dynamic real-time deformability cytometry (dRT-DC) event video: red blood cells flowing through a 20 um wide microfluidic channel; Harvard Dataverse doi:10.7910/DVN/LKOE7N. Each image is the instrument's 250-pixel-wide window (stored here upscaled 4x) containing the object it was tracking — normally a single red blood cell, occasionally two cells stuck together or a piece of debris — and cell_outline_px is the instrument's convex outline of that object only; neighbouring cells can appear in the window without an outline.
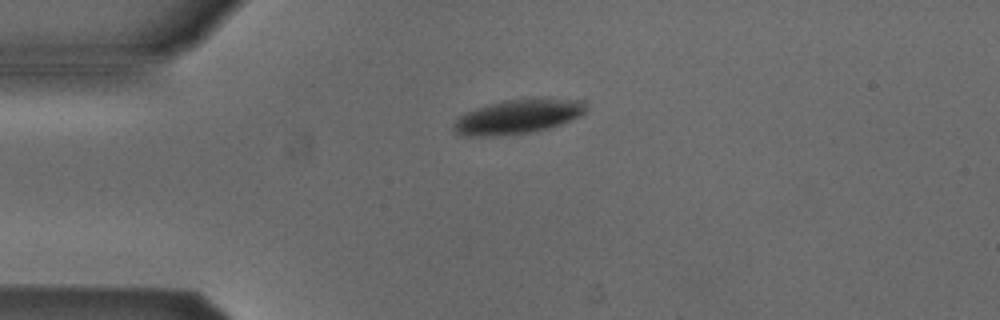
{"species": "Egyptian fruit bat (a non-hibernating species)", "species_latin": "Rousettus aegyptiacus", "temperature_condition": "cold", "stored_images_in_passage": 5, "camera_frame_rate_fps": 3000, "um_per_image_px": 0.085, "animal": {"sex": "male"}, "frame": {"image": 1, "passage_image": 1, "time_ms": 0.0, "image_size_px": [1000, 320], "cell_outline_px": [[588, 108], [580, 116], [572, 120], [548, 128], [528, 132], [456, 132], [452, 128], [452, 124], [464, 112], [476, 108], [504, 100], [584, 100]], "centroid_in_image_um": [44.14, 9.85], "position_along_channel_um": 40.9, "area_um2": 24.39}}
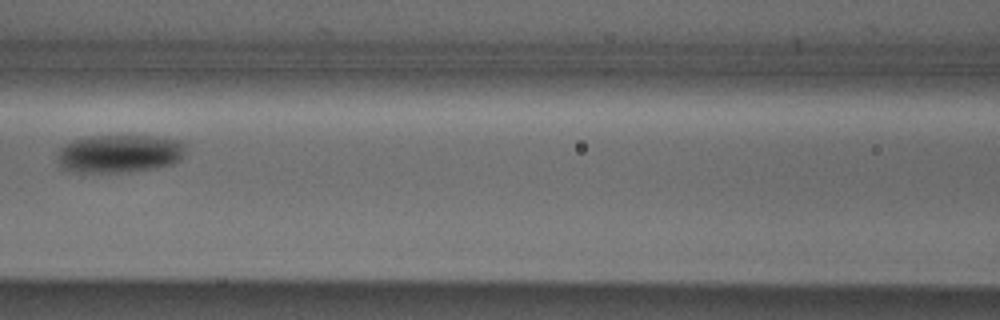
{"frame": {"image": 2, "passage_image": 4, "time_ms": 1.0, "image_size_px": [1000, 320], "cell_outline_px": [[184, 152], [180, 160], [172, 164], [152, 168], [128, 172], [80, 172], [64, 168], [60, 164], [56, 156], [60, 148], [64, 144], [72, 140], [88, 136], [152, 136], [180, 140], [184, 144]], "centroid_in_image_um": [10.14, 13.05], "position_along_channel_um": 156.5, "area_um2": 28.38}}
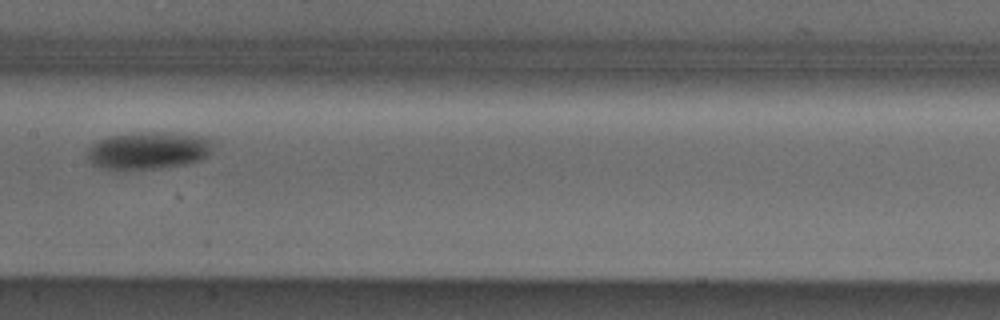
{"frame": {"image": 3, "passage_image": 5, "time_ms": 1.333, "image_size_px": [1000, 320], "cell_outline_px": [[212, 148], [208, 156], [200, 160], [188, 164], [160, 168], [100, 168], [92, 164], [88, 160], [88, 148], [92, 144], [108, 136], [140, 132], [172, 132], [208, 136], [212, 140]], "centroid_in_image_um": [12.67, 12.77], "position_along_channel_um": 194.7, "area_um2": 27.51}}